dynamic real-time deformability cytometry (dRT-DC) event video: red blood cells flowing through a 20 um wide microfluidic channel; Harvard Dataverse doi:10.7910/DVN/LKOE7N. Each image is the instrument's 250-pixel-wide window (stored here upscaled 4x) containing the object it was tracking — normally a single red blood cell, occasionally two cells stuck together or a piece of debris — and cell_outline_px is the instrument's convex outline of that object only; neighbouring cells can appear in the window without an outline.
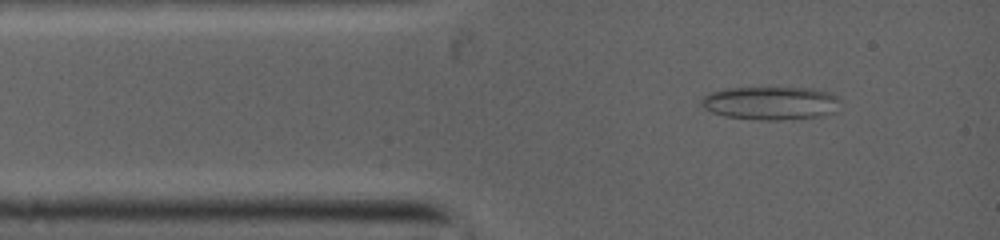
{"species": "common noctule bat (a hibernating species)", "species_latin": "Nyctalus noctula", "temperature_condition": "warm", "stored_images_in_passage": 45, "camera_frame_rate_fps": 5000, "um_per_image_px": 0.085, "animal": {"sex": "female", "body_mass_g": 19.0, "forearm_length_mm": 53.3}, "frame": {"image": 1, "passage_image": 3, "time_ms": 0.6, "image_size_px": [1000, 240], "cell_outline_px": [[840, 100], [836, 112], [816, 116], [772, 120], [768, 120], [728, 116], [712, 112], [704, 108], [700, 104], [700, 100], [704, 96], [712, 92], [724, 88], [812, 88], [828, 92], [836, 96]], "centroid_in_image_um": [65.5, 8.74], "position_along_channel_um": 19.5, "area_um2": 26.53}}
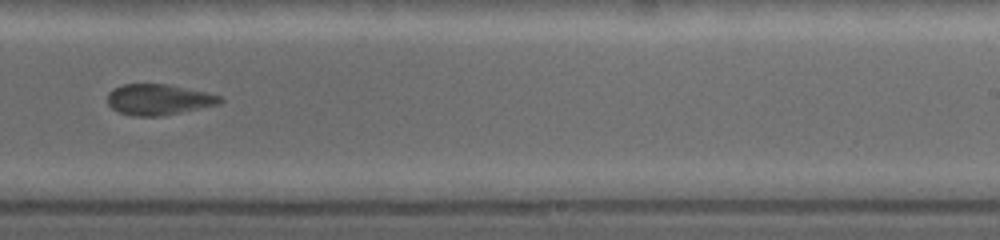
{"frame": {"image": 2, "passage_image": 23, "time_ms": 7.0, "image_size_px": [1000, 240], "cell_outline_px": [[224, 100], [216, 104], [156, 116], [136, 116], [120, 112], [112, 108], [108, 104], [108, 92], [112, 88], [124, 84], [168, 84], [204, 92], [220, 96]], "centroid_in_image_um": [13.4, 8.44], "position_along_channel_um": 275.6, "area_um2": 19.59}}
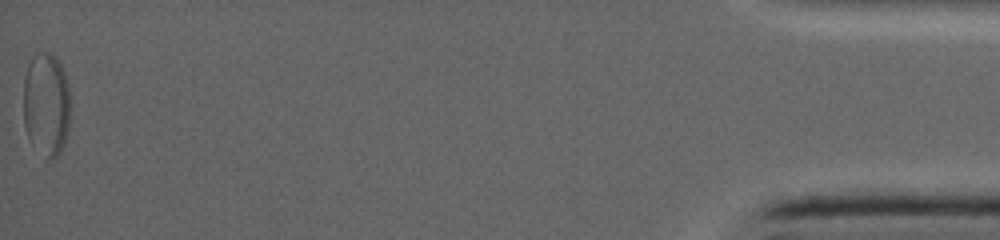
{"frame": {"image": 3, "passage_image": 45, "time_ms": 13.8, "image_size_px": [1000, 240], "cell_outline_px": [[68, 124], [64, 140], [60, 148], [52, 156], [48, 156], [28, 136], [24, 124], [24, 76], [28, 64], [32, 56], [40, 52], [48, 52], [56, 56], [64, 72], [68, 88]], "centroid_in_image_um": [3.9, 8.71], "position_along_channel_um": 431.3, "area_um2": 27.11}}